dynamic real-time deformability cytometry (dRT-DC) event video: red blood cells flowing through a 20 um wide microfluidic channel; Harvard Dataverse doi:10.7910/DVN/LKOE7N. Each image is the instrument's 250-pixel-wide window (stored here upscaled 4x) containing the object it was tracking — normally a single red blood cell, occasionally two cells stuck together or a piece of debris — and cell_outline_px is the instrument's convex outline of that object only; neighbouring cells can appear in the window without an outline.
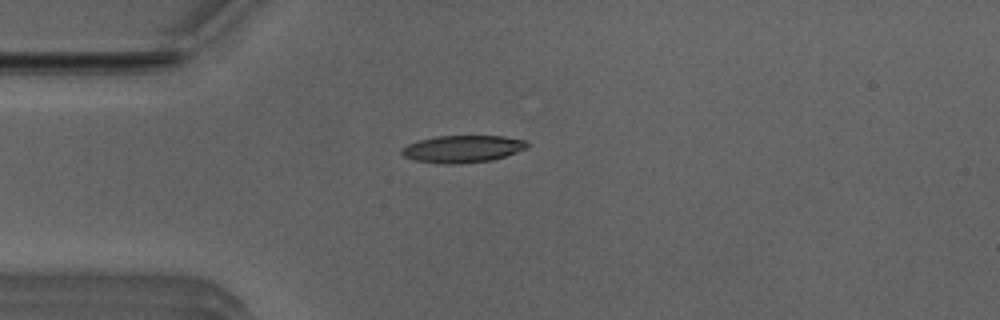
{"species": "Egyptian fruit bat (a non-hibernating species)", "species_latin": "Rousettus aegyptiacus", "temperature_condition": "room temperature", "stored_images_in_passage": 41, "camera_frame_rate_fps": 3000, "um_per_image_px": 0.085, "animal": {"sex": "male"}, "frame": {"image": 1, "passage_image": 3, "time_ms": 0.667, "image_size_px": [1000, 320], "cell_outline_px": [[528, 148], [492, 160], [460, 164], [440, 164], [412, 160], [404, 156], [400, 152], [400, 148], [408, 144], [420, 140], [436, 136], [504, 136], [524, 140], [528, 144]], "centroid_in_image_um": [39.28, 12.67], "position_along_channel_um": 45.7, "area_um2": 20.0}}
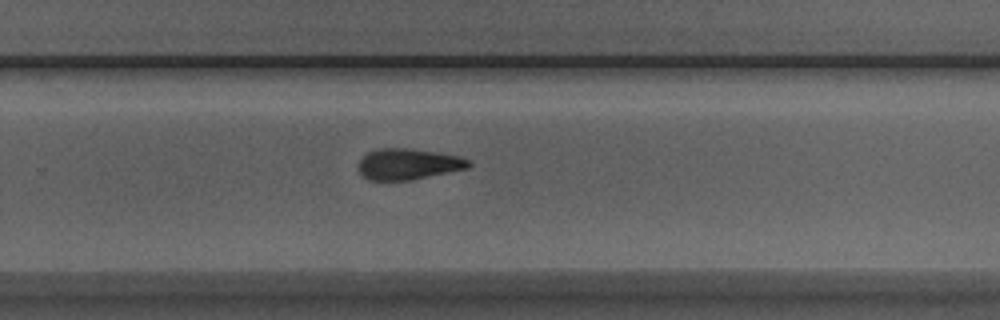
{"frame": {"image": 2, "passage_image": 23, "time_ms": 7.333, "image_size_px": [1000, 320], "cell_outline_px": [[472, 164], [468, 168], [408, 180], [368, 180], [356, 168], [360, 160], [368, 152], [376, 148], [408, 148], [436, 152], [460, 156], [468, 160]], "centroid_in_image_um": [34.67, 13.94], "position_along_channel_um": 295.1, "area_um2": 19.83}}
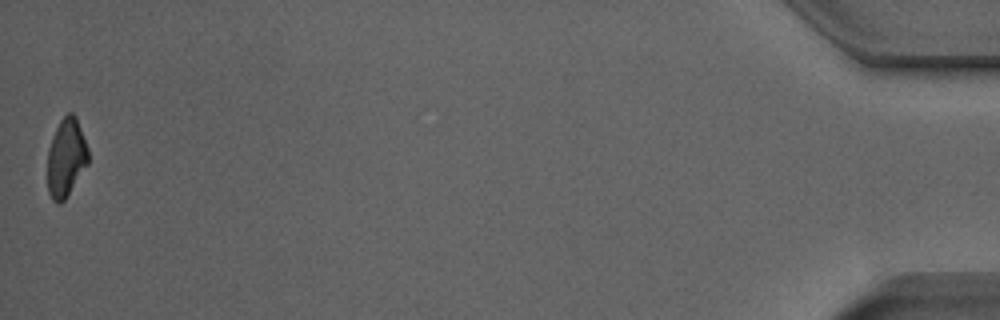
{"frame": {"image": 3, "passage_image": 41, "time_ms": 13.333, "image_size_px": [1000, 320], "cell_outline_px": [[88, 164], [64, 200], [60, 204], [56, 204], [52, 200], [48, 192], [48, 148], [56, 128], [60, 120], [68, 112], [72, 112], [76, 116], [88, 148]], "centroid_in_image_um": [5.62, 13.41], "position_along_channel_um": 429.6, "area_um2": 18.55}, "authors_computed_cell_mechanics": {"area_um2": 20.2878, "velocity_mm_per_s": 3.9678, "shape_relaxation_time_tau1_ms": 5.6016, "shape_relaxation_time_tau2_ms": 4.9225, "deformation_change_tau1": 0.1546, "deformation_change_tau2": 0.1469}}